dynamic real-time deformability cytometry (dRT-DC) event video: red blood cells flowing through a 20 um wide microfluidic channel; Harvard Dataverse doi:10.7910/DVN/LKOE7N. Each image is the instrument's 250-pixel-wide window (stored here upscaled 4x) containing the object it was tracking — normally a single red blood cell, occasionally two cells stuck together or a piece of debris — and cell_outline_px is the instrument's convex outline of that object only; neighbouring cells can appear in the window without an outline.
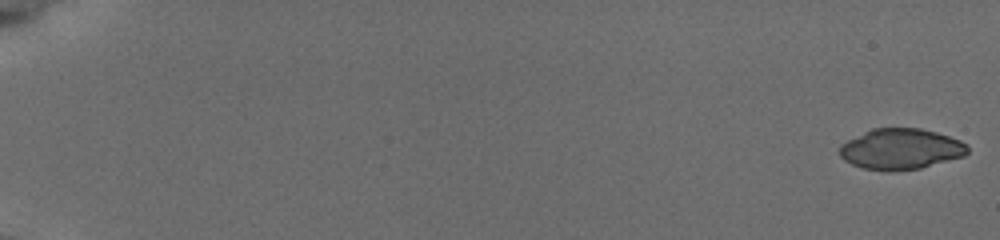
{"species": "common noctule bat (a hibernating species)", "species_latin": "Nyctalus noctula", "temperature_condition": "cold", "stored_images_in_passage": 31, "camera_frame_rate_fps": 3000, "um_per_image_px": 0.085, "animal": {"sex": "female", "body_mass_g": 19.5, "forearm_length_mm": 54.1}, "frame": {"image": 1, "passage_image": 1, "time_ms": 0.0, "image_size_px": [1000, 240], "cell_outline_px": [[968, 152], [964, 156], [920, 168], [864, 168], [852, 164], [844, 160], [840, 156], [840, 144], [872, 128], [920, 128], [936, 132], [960, 140], [968, 144]], "centroid_in_image_um": [76.59, 12.62], "position_along_channel_um": 8.4, "area_um2": 29.59}}